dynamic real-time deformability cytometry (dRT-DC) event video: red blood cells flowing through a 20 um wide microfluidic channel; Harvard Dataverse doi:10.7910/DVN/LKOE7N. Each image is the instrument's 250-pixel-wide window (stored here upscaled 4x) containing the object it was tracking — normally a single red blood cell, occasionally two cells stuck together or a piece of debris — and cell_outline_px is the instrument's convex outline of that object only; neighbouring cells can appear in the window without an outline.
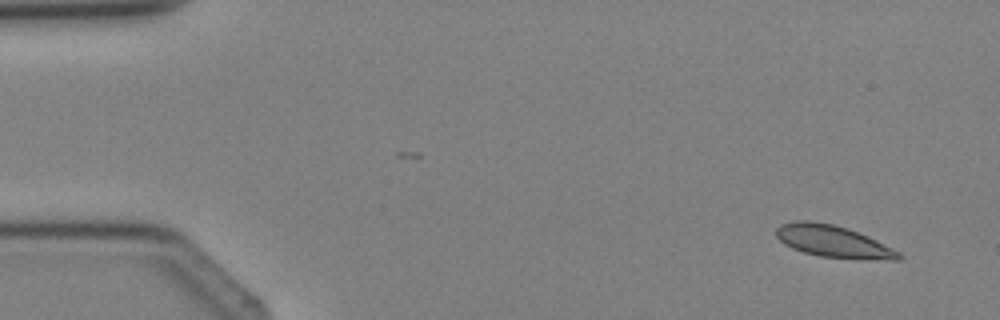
{"species": "Egyptian fruit bat (a non-hibernating species)", "species_latin": "Rousettus aegyptiacus", "temperature_condition": "cold", "stored_images_in_passage": 2, "camera_frame_rate_fps": 3000, "um_per_image_px": 0.085, "animal": {"sex": "female"}, "frame": {"image": 1, "passage_image": 2, "time_ms": 1.0, "image_size_px": [1000, 320], "cell_outline_px": [[904, 256], [900, 260], [892, 260], [820, 256], [804, 252], [792, 248], [784, 244], [776, 236], [776, 228], [780, 224], [796, 220], [808, 220], [832, 224], [848, 228], [868, 236], [900, 252]], "centroid_in_image_um": [70.8, 20.5], "position_along_channel_um": 14.2, "area_um2": 22.66}}